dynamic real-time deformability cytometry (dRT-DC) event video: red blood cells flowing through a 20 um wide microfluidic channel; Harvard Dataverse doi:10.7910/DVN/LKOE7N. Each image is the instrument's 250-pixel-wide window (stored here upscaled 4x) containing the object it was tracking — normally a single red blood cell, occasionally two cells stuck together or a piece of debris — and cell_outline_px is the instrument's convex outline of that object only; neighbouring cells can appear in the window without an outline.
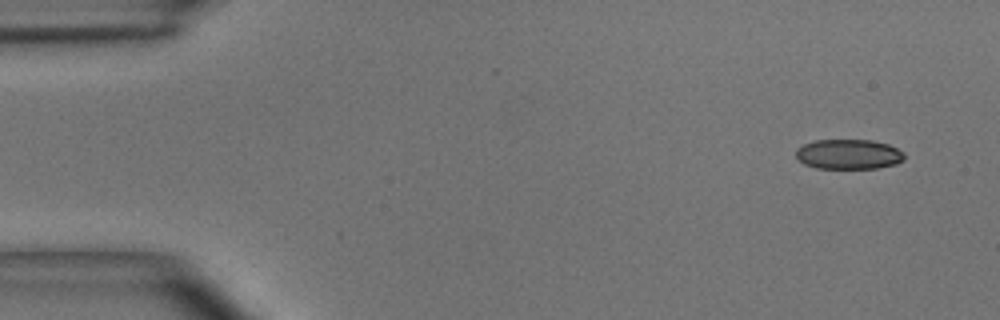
{"species": "common noctule bat (a hibernating species)", "species_latin": "Nyctalus noctula", "temperature_condition": "room temperature", "stored_images_in_passage": 4, "camera_frame_rate_fps": 3000, "um_per_image_px": 0.085, "animal": {"sex": "male", "body_mass_g": 15.6}, "frame": {"image": 1, "passage_image": 1, "time_ms": 0.0, "image_size_px": [1000, 320], "cell_outline_px": [[904, 160], [896, 164], [876, 168], [816, 168], [804, 164], [796, 156], [796, 148], [804, 144], [816, 140], [872, 140], [888, 144], [904, 152]], "centroid_in_image_um": [72.14, 13.11], "position_along_channel_um": 12.9, "area_um2": 18.9}}
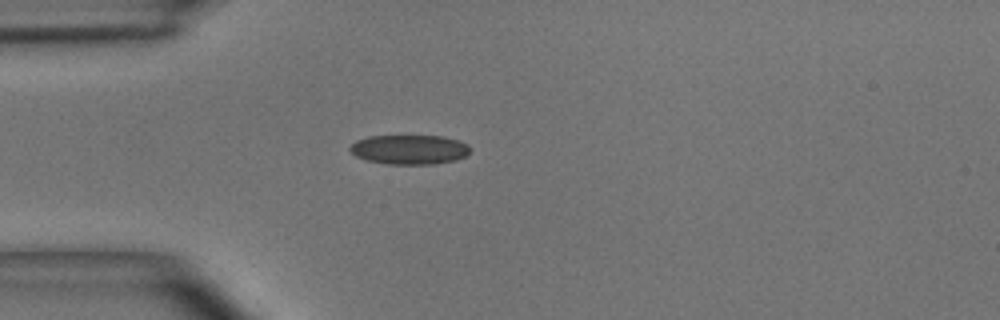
{"frame": {"image": 2, "passage_image": 4, "time_ms": 1.0, "image_size_px": [1000, 320], "cell_outline_px": [[468, 152], [464, 156], [456, 160], [432, 164], [388, 164], [368, 160], [356, 156], [348, 148], [356, 140], [368, 136], [440, 136], [456, 140], [468, 144]], "centroid_in_image_um": [34.77, 12.71], "position_along_channel_um": 50.2, "area_um2": 20.4}}